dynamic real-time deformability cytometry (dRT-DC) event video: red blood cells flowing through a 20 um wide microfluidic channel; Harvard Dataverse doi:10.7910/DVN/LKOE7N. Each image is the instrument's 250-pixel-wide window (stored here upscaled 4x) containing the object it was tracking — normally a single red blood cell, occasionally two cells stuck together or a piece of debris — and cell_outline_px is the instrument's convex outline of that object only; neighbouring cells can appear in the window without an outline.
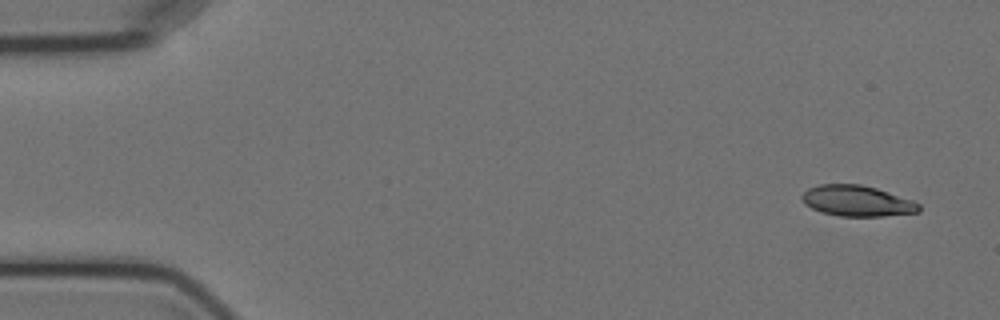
{"species": "Egyptian fruit bat (a non-hibernating species)", "species_latin": "Rousettus aegyptiacus", "temperature_condition": "cold", "stored_images_in_passage": 4, "camera_frame_rate_fps": 3000, "um_per_image_px": 0.085, "animal": {"sex": "female"}, "frame": {"image": 1, "passage_image": 1, "time_ms": 0.0, "image_size_px": [1000, 320], "cell_outline_px": [[920, 212], [884, 216], [840, 216], [824, 212], [812, 208], [804, 204], [800, 196], [808, 188], [820, 184], [860, 184], [876, 188], [912, 200], [920, 204]], "centroid_in_image_um": [72.85, 17.07], "position_along_channel_um": 12.2, "area_um2": 20.92}}
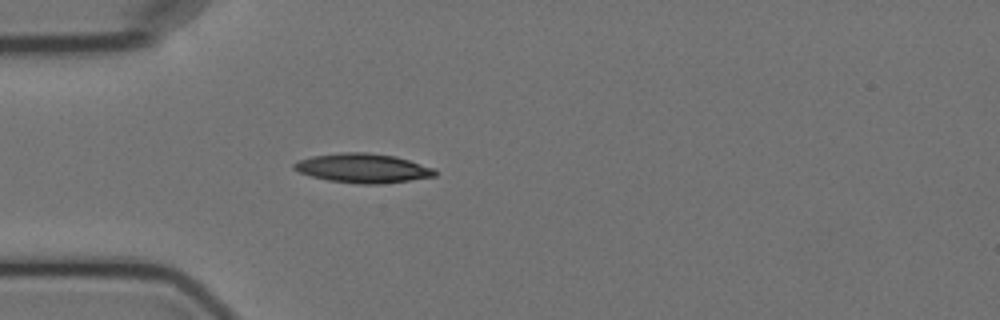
{"frame": {"image": 2, "passage_image": 4, "time_ms": 4.333, "image_size_px": [1000, 320], "cell_outline_px": [[436, 176], [380, 184], [360, 184], [328, 180], [312, 176], [300, 172], [292, 168], [292, 164], [300, 160], [312, 156], [340, 152], [368, 152], [396, 156], [436, 168]], "centroid_in_image_um": [30.86, 14.28], "position_along_channel_um": 54.1, "area_um2": 24.04}}